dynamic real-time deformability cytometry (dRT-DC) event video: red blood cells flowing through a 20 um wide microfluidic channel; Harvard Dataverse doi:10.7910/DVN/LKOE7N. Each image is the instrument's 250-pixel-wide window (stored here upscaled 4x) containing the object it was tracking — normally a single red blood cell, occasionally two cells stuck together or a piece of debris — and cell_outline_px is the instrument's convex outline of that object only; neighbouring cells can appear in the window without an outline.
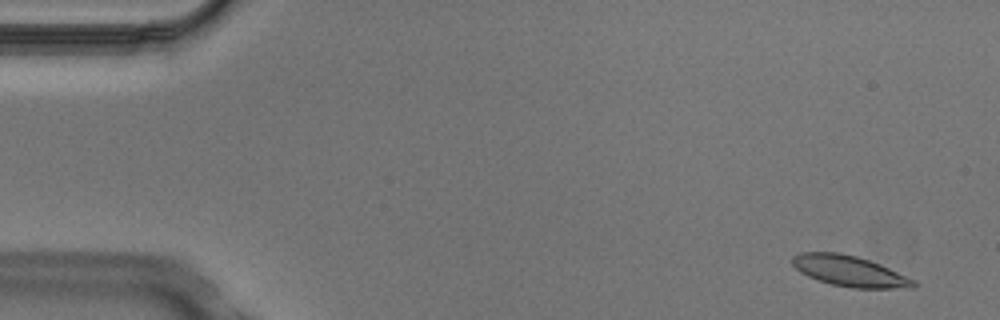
{"species": "Egyptian fruit bat (a non-hibernating species)", "species_latin": "Rousettus aegyptiacus", "temperature_condition": "cold", "stored_images_in_passage": 5, "camera_frame_rate_fps": 3000, "um_per_image_px": 0.085, "animal": {"sex": "male"}, "frame": {"image": 1, "passage_image": 1, "time_ms": 0.0, "image_size_px": [1000, 320], "cell_outline_px": [[920, 284], [916, 288], [852, 288], [832, 284], [816, 280], [800, 272], [792, 264], [792, 256], [800, 252], [840, 252], [856, 256], [880, 264], [916, 280]], "centroid_in_image_um": [72.24, 23.05], "position_along_channel_um": 12.8, "area_um2": 21.91}}
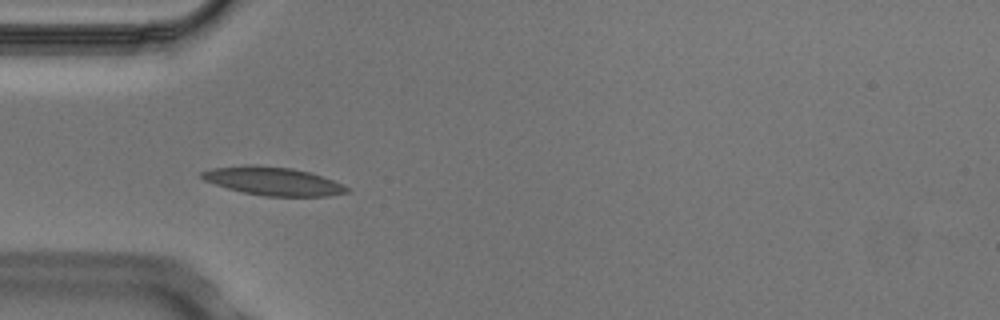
{"frame": {"image": 2, "passage_image": 4, "time_ms": 1.0, "image_size_px": [1000, 320], "cell_outline_px": [[352, 188], [348, 192], [328, 196], [264, 196], [244, 192], [228, 188], [204, 180], [200, 176], [200, 172], [212, 168], [244, 164], [252, 164], [292, 168], [308, 172], [332, 180]], "centroid_in_image_um": [23.2, 15.39], "position_along_channel_um": 61.8, "area_um2": 23.87}}